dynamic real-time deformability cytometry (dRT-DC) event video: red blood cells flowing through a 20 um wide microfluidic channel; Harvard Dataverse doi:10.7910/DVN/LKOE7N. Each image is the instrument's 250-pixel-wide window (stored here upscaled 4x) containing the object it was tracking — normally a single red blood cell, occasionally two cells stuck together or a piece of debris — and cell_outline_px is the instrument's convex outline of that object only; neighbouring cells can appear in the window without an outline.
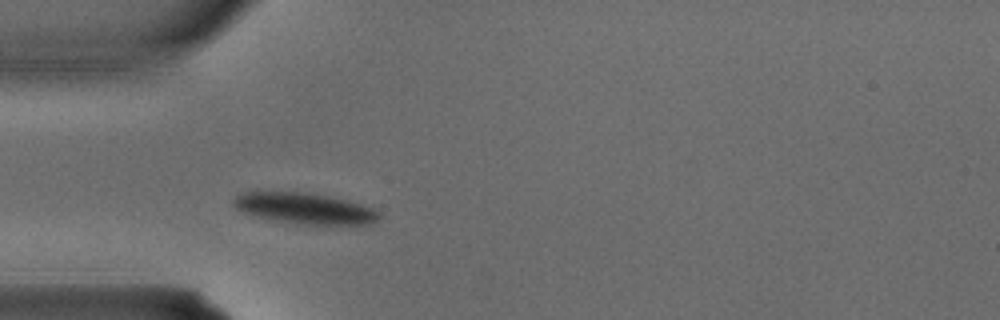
{"species": "common noctule bat (a hibernating species)", "species_latin": "Nyctalus noctula", "temperature_condition": "warm", "stored_images_in_passage": 3, "camera_frame_rate_fps": 3000, "um_per_image_px": 0.085, "animal": {"sex": "male", "body_mass_g": 15.6}, "frame": {"image": 1, "passage_image": 3, "time_ms": 0.667, "image_size_px": [1000, 320], "cell_outline_px": [[380, 216], [376, 220], [368, 224], [308, 224], [280, 220], [256, 216], [244, 212], [236, 208], [232, 204], [232, 200], [240, 192], [308, 192], [328, 196], [360, 204], [372, 208], [380, 212]], "centroid_in_image_um": [25.87, 17.69], "position_along_channel_um": 59.1, "area_um2": 25.66}}